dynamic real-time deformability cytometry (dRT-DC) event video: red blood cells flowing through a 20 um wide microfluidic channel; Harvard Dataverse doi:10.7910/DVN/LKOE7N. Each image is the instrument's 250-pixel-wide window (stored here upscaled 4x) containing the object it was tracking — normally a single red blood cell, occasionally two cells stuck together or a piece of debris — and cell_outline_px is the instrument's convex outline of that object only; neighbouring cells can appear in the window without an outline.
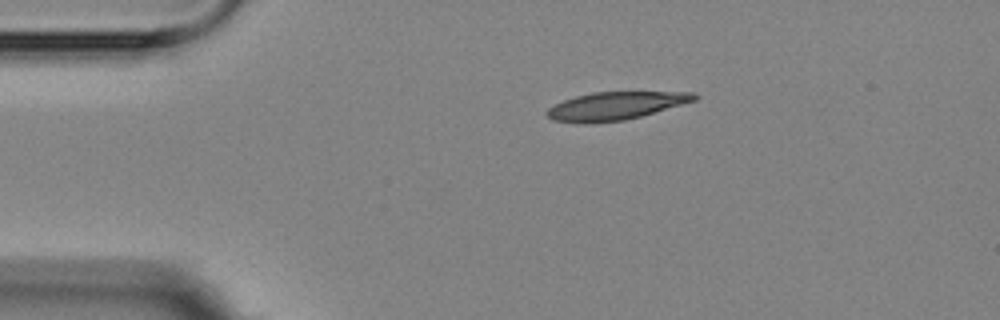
{"species": "Egyptian fruit bat (a non-hibernating species)", "species_latin": "Rousettus aegyptiacus", "temperature_condition": "room temperature", "stored_images_in_passage": 12, "camera_frame_rate_fps": 3000, "um_per_image_px": 0.085, "animal": {"sex": "female"}, "frame": {"image": 1, "passage_image": 1, "time_ms": 0.0, "image_size_px": [1000, 320], "cell_outline_px": [[700, 96], [696, 100], [640, 116], [624, 120], [584, 124], [552, 120], [544, 112], [548, 108], [564, 100], [576, 96], [592, 92], [696, 92]], "centroid_in_image_um": [52.3, 9.0], "position_along_channel_um": 32.7, "area_um2": 23.93}}
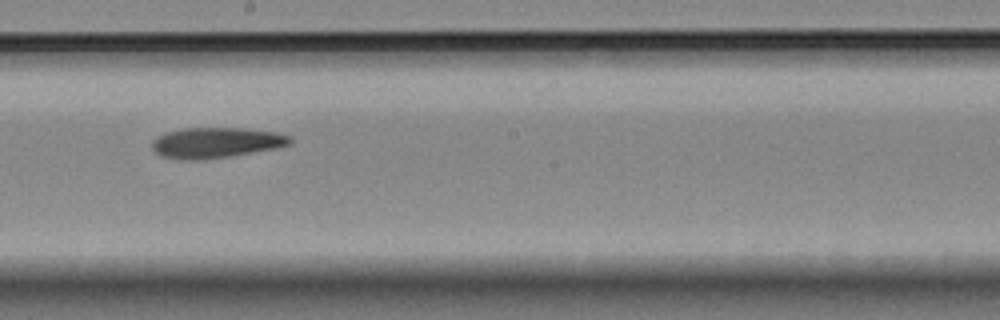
{"frame": {"image": 2, "passage_image": 6, "time_ms": 6.667, "image_size_px": [1000, 320], "cell_outline_px": [[292, 144], [276, 148], [228, 156], [200, 160], [192, 160], [160, 156], [152, 148], [152, 140], [156, 136], [164, 132], [184, 128], [244, 128], [276, 132], [292, 136]], "centroid_in_image_um": [18.36, 12.11], "position_along_channel_um": 229.8, "area_um2": 24.57}}
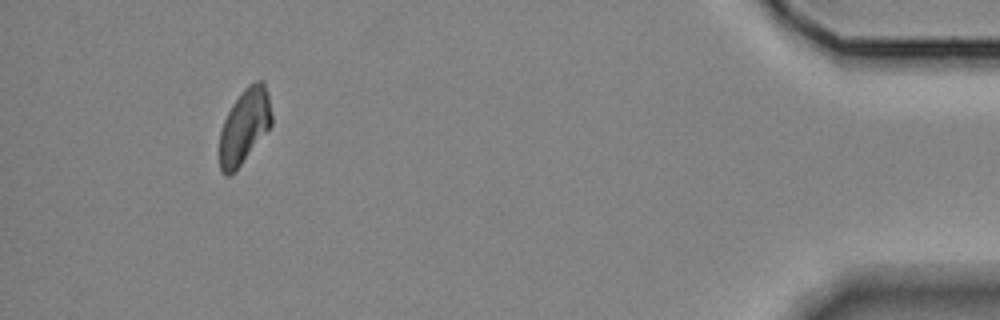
{"frame": {"image": 3, "passage_image": 12, "time_ms": 13.667, "image_size_px": [1000, 320], "cell_outline_px": [[272, 124], [240, 164], [228, 176], [224, 176], [220, 172], [220, 132], [224, 120], [232, 104], [244, 88], [248, 84], [256, 80], [264, 80], [268, 92], [272, 116]], "centroid_in_image_um": [20.78, 10.67], "position_along_channel_um": 414.4, "area_um2": 22.37}}